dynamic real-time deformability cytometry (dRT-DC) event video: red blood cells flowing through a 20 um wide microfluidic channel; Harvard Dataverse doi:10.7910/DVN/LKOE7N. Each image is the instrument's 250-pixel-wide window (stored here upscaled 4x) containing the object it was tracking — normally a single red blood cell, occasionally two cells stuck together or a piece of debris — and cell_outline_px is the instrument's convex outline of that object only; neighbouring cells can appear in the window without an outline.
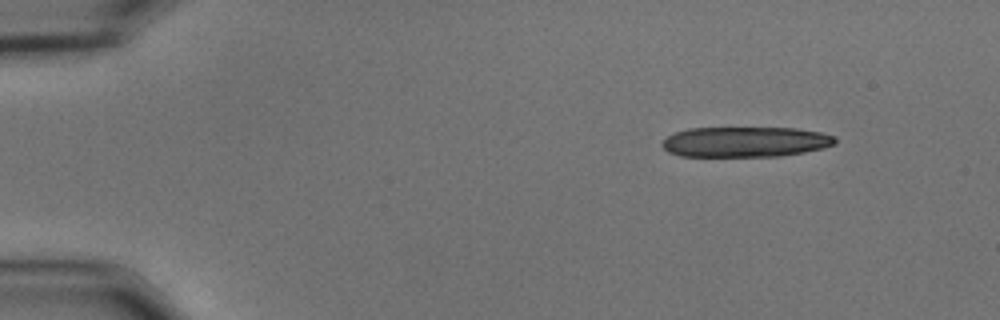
{"species": "common noctule bat (a hibernating species)", "species_latin": "Nyctalus noctula", "temperature_condition": "cold", "stored_images_in_passage": 11, "camera_frame_rate_fps": 3000, "um_per_image_px": 0.085, "animal": {"sex": "male", "body_mass_g": 15.6}, "frame": {"image": 1, "passage_image": 1, "time_ms": 0.0, "image_size_px": [1000, 320], "cell_outline_px": [[836, 144], [824, 148], [804, 152], [780, 156], [680, 156], [668, 152], [660, 144], [668, 136], [676, 132], [688, 128], [796, 128], [820, 132], [836, 136]], "centroid_in_image_um": [63.37, 12.06], "position_along_channel_um": 21.6, "area_um2": 30.63}}